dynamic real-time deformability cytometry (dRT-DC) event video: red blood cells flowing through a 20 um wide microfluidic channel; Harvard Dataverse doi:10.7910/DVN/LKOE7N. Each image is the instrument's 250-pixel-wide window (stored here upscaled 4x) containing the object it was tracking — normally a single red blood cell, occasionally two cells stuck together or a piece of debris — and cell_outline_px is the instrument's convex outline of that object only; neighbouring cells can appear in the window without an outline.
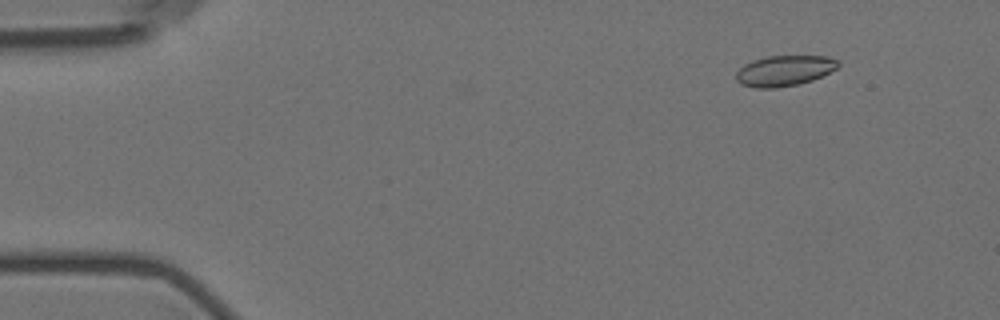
{"species": "Egyptian fruit bat (a non-hibernating species)", "species_latin": "Rousettus aegyptiacus", "temperature_condition": "room temperature", "stored_images_in_passage": 5, "camera_frame_rate_fps": 3000, "um_per_image_px": 0.085, "animal": {"sex": "female"}, "frame": {"image": 1, "passage_image": 2, "time_ms": 1.0, "image_size_px": [1000, 320], "cell_outline_px": [[840, 64], [836, 68], [812, 80], [796, 84], [776, 88], [756, 88], [740, 84], [736, 80], [736, 72], [744, 64], [752, 60], [768, 56], [828, 56], [840, 60]], "centroid_in_image_um": [66.65, 6.0], "position_along_channel_um": 18.4, "area_um2": 18.15}}
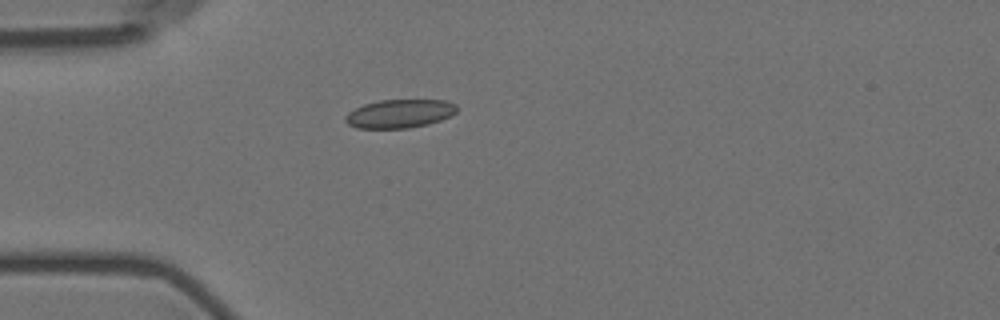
{"frame": {"image": 2, "passage_image": 5, "time_ms": 4.333, "image_size_px": [1000, 320], "cell_outline_px": [[456, 112], [440, 120], [428, 124], [408, 128], [356, 128], [348, 124], [344, 120], [344, 116], [348, 112], [364, 104], [380, 100], [444, 100], [456, 104]], "centroid_in_image_um": [33.93, 9.66], "position_along_channel_um": 51.1, "area_um2": 18.44}}